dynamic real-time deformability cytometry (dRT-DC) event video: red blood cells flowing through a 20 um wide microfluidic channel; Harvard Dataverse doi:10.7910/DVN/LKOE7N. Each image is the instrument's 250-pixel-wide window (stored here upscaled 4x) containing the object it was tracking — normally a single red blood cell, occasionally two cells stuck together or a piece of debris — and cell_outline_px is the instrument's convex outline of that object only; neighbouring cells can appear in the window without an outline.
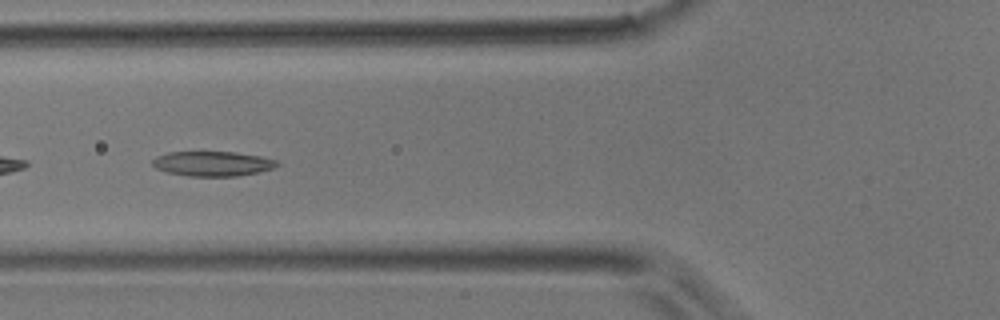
{"species": "common noctule bat (a hibernating species)", "species_latin": "Nyctalus noctula", "temperature_condition": "room temperature", "stored_images_in_passage": 5, "camera_frame_rate_fps": 3000, "um_per_image_px": 0.085, "animal": {"sex": "male", "body_mass_g": 17.9}, "frame": {"image": 1, "passage_image": 5, "time_ms": 1.333, "image_size_px": [1000, 320], "cell_outline_px": [[280, 164], [272, 168], [256, 172], [236, 176], [188, 176], [168, 172], [156, 168], [152, 164], [152, 160], [156, 156], [168, 152], [236, 152], [260, 156], [276, 160]], "centroid_in_image_um": [18.04, 13.9], "position_along_channel_um": 107.8, "area_um2": 17.86}}